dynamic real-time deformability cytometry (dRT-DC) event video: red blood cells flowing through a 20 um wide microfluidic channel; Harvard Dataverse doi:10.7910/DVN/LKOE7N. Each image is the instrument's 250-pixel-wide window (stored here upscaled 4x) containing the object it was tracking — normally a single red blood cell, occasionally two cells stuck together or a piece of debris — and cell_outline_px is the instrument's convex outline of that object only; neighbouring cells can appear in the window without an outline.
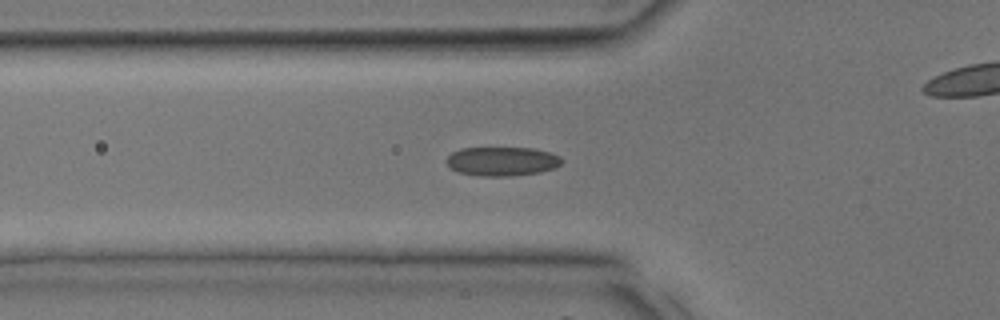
{"species": "common noctule bat (a hibernating species)", "species_latin": "Nyctalus noctula", "temperature_condition": "room temperature", "stored_images_in_passage": 31, "camera_frame_rate_fps": 3000, "um_per_image_px": 0.085, "animal": {"sex": "male", "body_mass_g": 17.9, "forearm_length_mm": 54.2}, "frame": {"image": 1, "passage_image": 8, "time_ms": 2.333, "image_size_px": [1000, 320], "cell_outline_px": [[564, 160], [556, 168], [540, 172], [512, 176], [480, 176], [456, 172], [444, 160], [452, 152], [460, 148], [532, 148], [548, 152], [560, 156]], "centroid_in_image_um": [42.67, 13.72], "position_along_channel_um": 83.1, "area_um2": 19.65}}
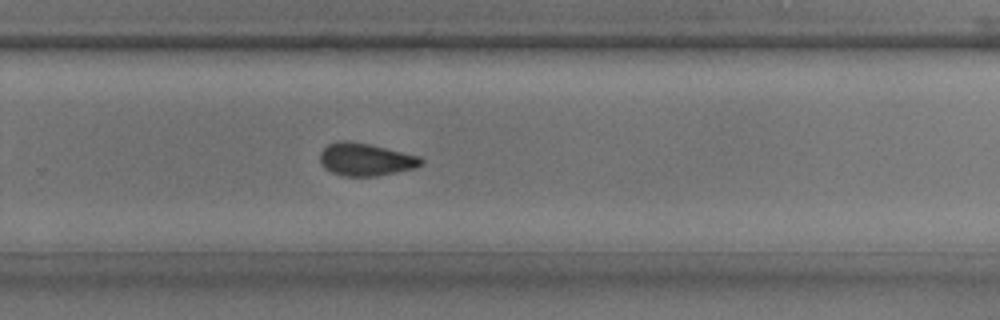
{"frame": {"image": 2, "passage_image": 19, "time_ms": 6.0, "image_size_px": [1000, 320], "cell_outline_px": [[424, 164], [416, 168], [376, 176], [344, 176], [332, 172], [324, 168], [320, 160], [320, 152], [328, 144], [336, 140], [348, 140], [368, 144], [420, 156], [424, 160]], "centroid_in_image_um": [31.08, 13.55], "position_along_channel_um": 298.7, "area_um2": 19.31}}
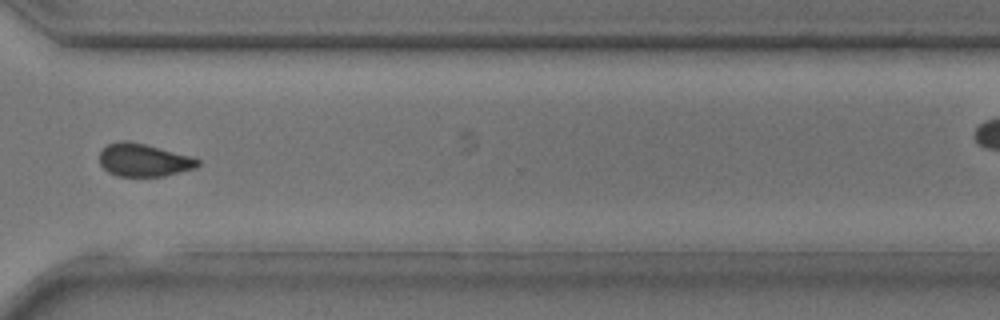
{"frame": {"image": 3, "passage_image": 22, "time_ms": 7.0, "image_size_px": [1000, 320], "cell_outline_px": [[200, 164], [196, 168], [164, 176], [116, 176], [108, 172], [100, 164], [100, 152], [108, 144], [120, 140], [128, 140], [192, 156], [200, 160]], "centroid_in_image_um": [12.22, 13.61], "position_along_channel_um": 358.4, "area_um2": 18.84}}